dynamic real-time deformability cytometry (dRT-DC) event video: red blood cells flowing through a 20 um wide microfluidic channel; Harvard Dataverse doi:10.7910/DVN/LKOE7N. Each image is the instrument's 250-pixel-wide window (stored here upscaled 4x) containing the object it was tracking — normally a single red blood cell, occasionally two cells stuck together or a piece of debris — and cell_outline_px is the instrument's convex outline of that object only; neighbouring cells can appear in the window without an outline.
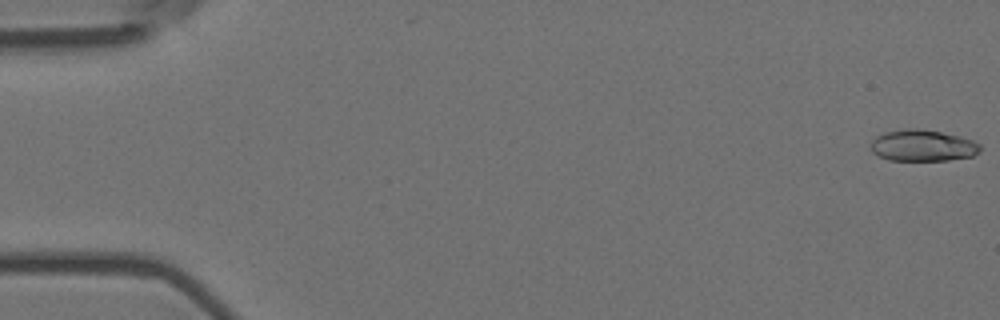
{"species": "Egyptian fruit bat (a non-hibernating species)", "species_latin": "Rousettus aegyptiacus", "temperature_condition": "room temperature", "stored_images_in_passage": 6, "segment_of_instrument_passage": [2, 2], "camera_frame_rate_fps": 3000, "um_per_image_px": 0.085, "animal": {"sex": "female"}, "frame": {"image": 1, "passage_image": 6, "time_ms": 1.667, "image_size_px": [1000, 320], "cell_outline_px": [[980, 152], [972, 156], [948, 160], [888, 160], [876, 156], [872, 152], [868, 144], [876, 136], [884, 132], [904, 128], [916, 128], [940, 132], [960, 136], [972, 140], [980, 144]], "centroid_in_image_um": [78.37, 12.37], "position_along_channel_um": 6.6, "area_um2": 20.29}}